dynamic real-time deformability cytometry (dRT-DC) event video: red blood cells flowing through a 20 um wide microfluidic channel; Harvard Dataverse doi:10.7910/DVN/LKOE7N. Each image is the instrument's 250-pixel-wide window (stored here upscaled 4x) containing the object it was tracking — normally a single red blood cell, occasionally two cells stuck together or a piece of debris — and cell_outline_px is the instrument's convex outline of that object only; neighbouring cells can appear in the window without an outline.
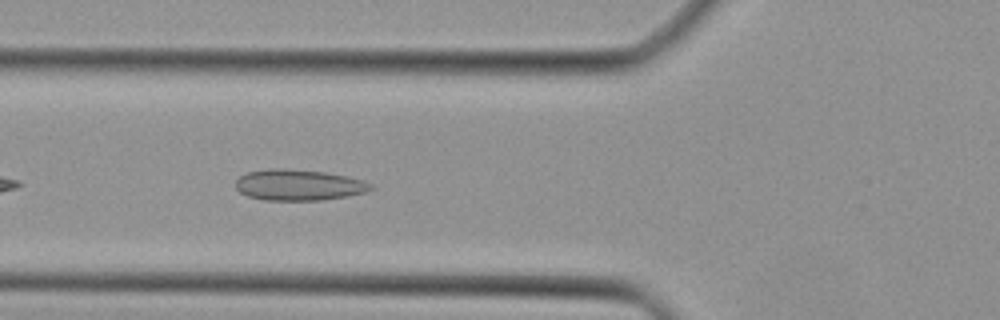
{"species": "Egyptian fruit bat (a non-hibernating species)", "species_latin": "Rousettus aegyptiacus", "temperature_condition": "cold", "stored_images_in_passage": 29, "camera_frame_rate_fps": 3000, "um_per_image_px": 0.085, "animal": {"sex": "female"}, "frame": {"image": 1, "passage_image": 4, "time_ms": 1.0, "image_size_px": [1000, 320], "cell_outline_px": [[376, 188], [364, 192], [348, 196], [320, 200], [264, 200], [248, 196], [240, 192], [236, 188], [236, 180], [240, 176], [248, 172], [272, 168], [280, 168], [324, 172], [348, 176], [364, 180], [372, 184]], "centroid_in_image_um": [25.41, 15.72], "position_along_channel_um": 100.4, "area_um2": 24.39}}
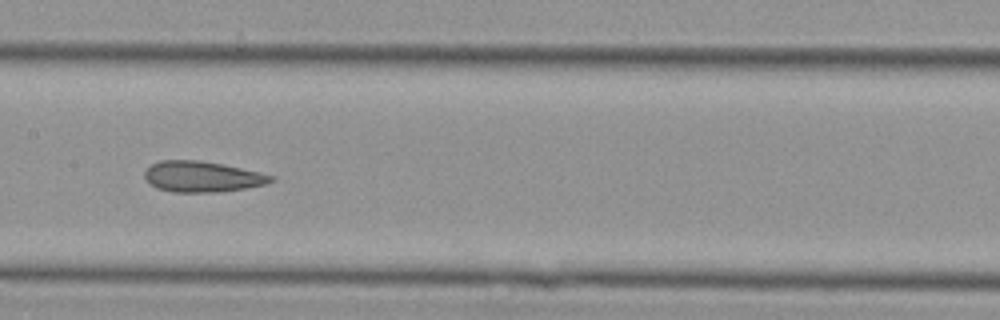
{"frame": {"image": 2, "passage_image": 10, "time_ms": 3.0, "image_size_px": [1000, 320], "cell_outline_px": [[276, 180], [268, 184], [220, 192], [172, 192], [156, 188], [144, 176], [144, 172], [152, 164], [160, 160], [196, 160], [224, 164], [260, 172], [276, 176]], "centroid_in_image_um": [17.24, 15.01], "position_along_channel_um": 190.2, "area_um2": 22.77}}
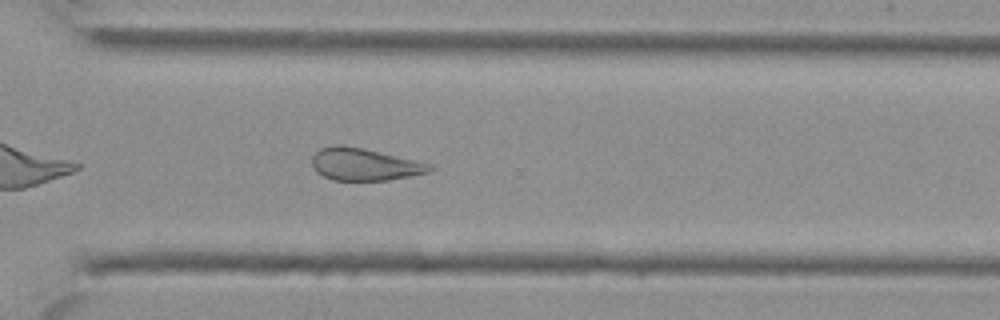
{"frame": {"image": 3, "passage_image": 20, "time_ms": 6.333, "image_size_px": [1000, 320], "cell_outline_px": [[436, 168], [428, 172], [412, 176], [388, 180], [332, 180], [316, 172], [312, 164], [312, 156], [320, 148], [336, 144], [340, 144], [364, 148], [416, 160], [432, 164]], "centroid_in_image_um": [30.99, 13.96], "position_along_channel_um": 339.6, "area_um2": 22.31}}